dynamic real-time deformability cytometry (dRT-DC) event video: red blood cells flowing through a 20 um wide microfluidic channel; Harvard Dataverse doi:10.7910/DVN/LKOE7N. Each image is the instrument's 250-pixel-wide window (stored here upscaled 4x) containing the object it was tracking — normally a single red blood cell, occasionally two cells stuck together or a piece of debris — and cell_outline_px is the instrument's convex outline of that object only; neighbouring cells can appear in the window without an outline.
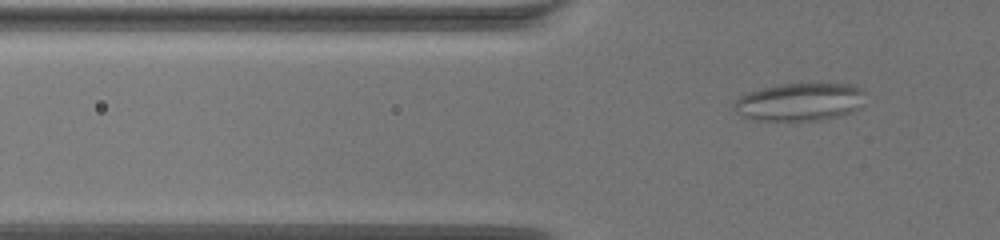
{"species": "common noctule bat (a hibernating species)", "species_latin": "Nyctalus noctula", "temperature_condition": "warm", "stored_images_in_passage": 74, "camera_frame_rate_fps": 3000, "um_per_image_px": 0.085, "animal": {"sex": "female", "body_mass_g": 19.5, "forearm_length_mm": 54.1}, "frame": {"image": 1, "passage_image": 27, "time_ms": 8.667, "image_size_px": [1000, 240], "cell_outline_px": [[864, 92], [856, 108], [840, 116], [820, 120], [752, 120], [736, 112], [732, 108], [732, 104], [740, 96], [764, 88], [784, 84], [848, 84], [860, 88]], "centroid_in_image_um": [67.91, 8.67], "position_along_channel_um": 57.9, "area_um2": 28.26}}
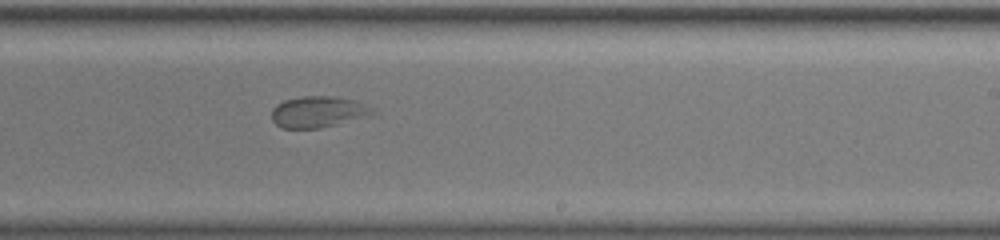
{"frame": {"image": 2, "passage_image": 49, "time_ms": 16.0, "image_size_px": [1000, 240], "cell_outline_px": [[372, 108], [368, 116], [320, 128], [280, 128], [272, 120], [272, 108], [276, 104], [284, 100], [300, 96], [332, 96], [352, 100]], "centroid_in_image_um": [26.93, 9.51], "position_along_channel_um": 262.1, "area_um2": 18.03}}
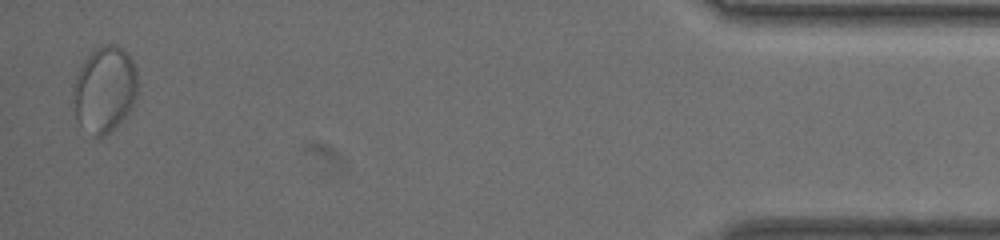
{"frame": {"image": 3, "passage_image": 73, "time_ms": 24.0, "image_size_px": [1000, 240], "cell_outline_px": [[136, 100], [124, 116], [104, 136], [96, 136], [76, 120], [72, 88], [76, 76], [80, 68], [88, 56], [96, 48], [104, 44], [116, 44], [132, 60], [136, 68]], "centroid_in_image_um": [8.87, 7.57], "position_along_channel_um": 426.3, "area_um2": 31.56}}